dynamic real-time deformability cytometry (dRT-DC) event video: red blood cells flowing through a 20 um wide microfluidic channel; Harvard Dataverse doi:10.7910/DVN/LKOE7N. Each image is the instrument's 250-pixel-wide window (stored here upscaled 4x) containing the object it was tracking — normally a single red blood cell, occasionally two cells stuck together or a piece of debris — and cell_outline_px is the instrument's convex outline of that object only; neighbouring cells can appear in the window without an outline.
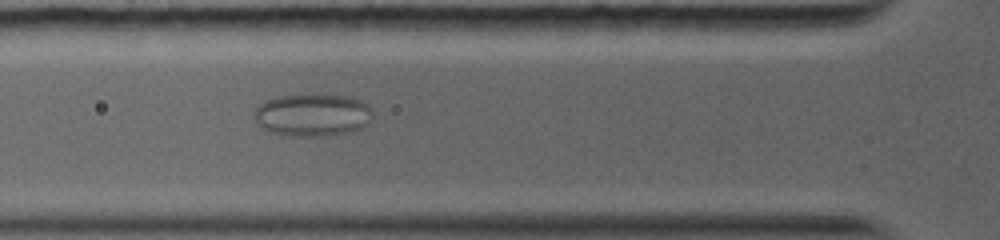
{"species": "common noctule bat (a hibernating species)", "species_latin": "Nyctalus noctula", "temperature_condition": "warm", "stored_images_in_passage": 40, "camera_frame_rate_fps": 5000, "um_per_image_px": 0.085, "animal": {"sex": "female", "body_mass_g": 19.0, "forearm_length_mm": 56.7}, "frame": {"image": 1, "passage_image": 14, "time_ms": 4.8, "image_size_px": [1000, 240], "cell_outline_px": [[372, 116], [368, 124], [360, 128], [348, 132], [320, 136], [292, 136], [272, 132], [260, 128], [256, 124], [252, 116], [256, 108], [264, 100], [280, 96], [352, 96], [368, 104], [372, 112]], "centroid_in_image_um": [26.53, 9.79], "position_along_channel_um": 99.3, "area_um2": 29.19}}
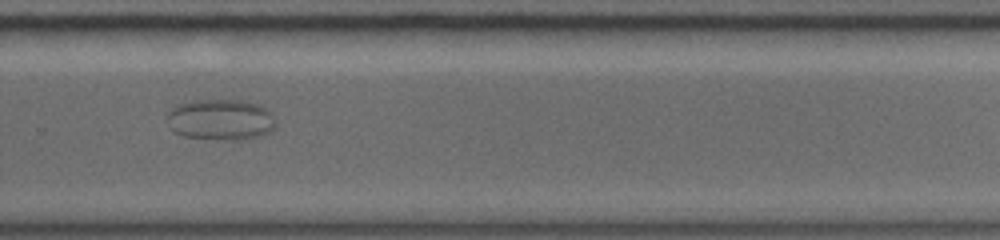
{"frame": {"image": 2, "passage_image": 31, "time_ms": 10.8, "image_size_px": [1000, 240], "cell_outline_px": [[276, 128], [272, 132], [260, 136], [184, 136], [172, 132], [168, 116], [168, 112], [172, 108], [180, 104], [196, 100], [240, 100], [260, 104], [276, 120]], "centroid_in_image_um": [18.78, 10.1], "position_along_channel_um": 311.0, "area_um2": 24.68}}
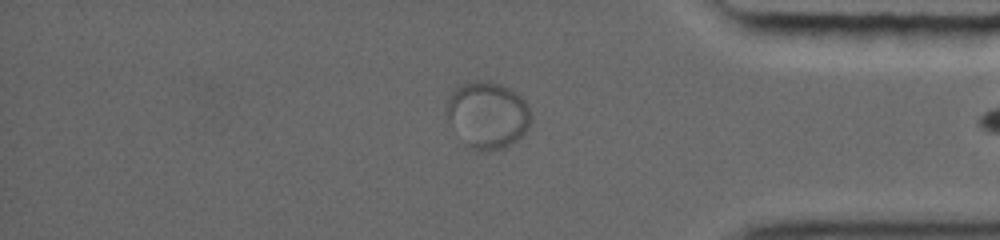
{"frame": {"image": 3, "passage_image": 39, "time_ms": 13.6, "image_size_px": [1000, 240], "cell_outline_px": [[532, 116], [528, 128], [516, 140], [504, 148], [480, 152], [468, 148], [444, 116], [444, 108], [452, 92], [460, 84], [472, 80], [488, 80], [500, 84], [516, 92], [528, 104]], "centroid_in_image_um": [41.4, 9.76], "position_along_channel_um": 393.8, "area_um2": 33.35}}